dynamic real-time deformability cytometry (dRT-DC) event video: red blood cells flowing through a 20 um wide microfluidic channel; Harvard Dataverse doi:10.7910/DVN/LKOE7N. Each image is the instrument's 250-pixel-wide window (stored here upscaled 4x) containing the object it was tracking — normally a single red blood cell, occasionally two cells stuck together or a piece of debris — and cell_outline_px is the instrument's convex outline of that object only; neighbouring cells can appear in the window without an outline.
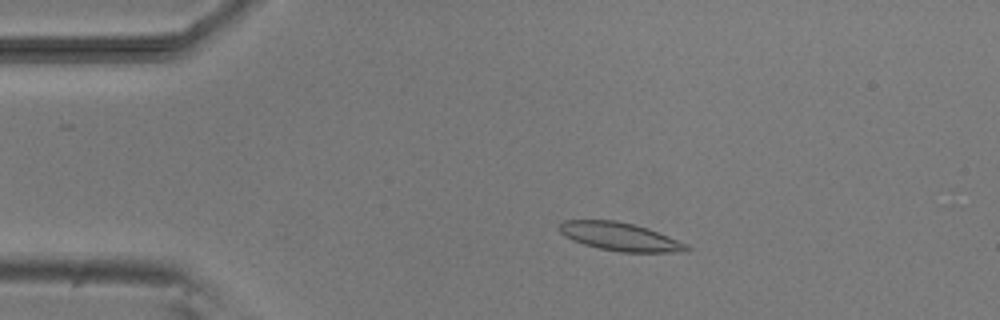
{"species": "common noctule bat (a hibernating species)", "species_latin": "Nyctalus noctula", "temperature_condition": "room temperature", "stored_images_in_passage": 14, "camera_frame_rate_fps": 3000, "um_per_image_px": 0.085, "animal": {"sex": "male", "body_mass_g": 20.5, "forearm_length_mm": 52.5}, "frame": {"image": 1, "passage_image": 3, "time_ms": 2.333, "image_size_px": [1000, 320], "cell_outline_px": [[692, 248], [688, 252], [620, 252], [600, 248], [584, 244], [572, 240], [564, 236], [560, 232], [560, 220], [616, 220], [648, 228], [688, 244]], "centroid_in_image_um": [52.72, 20.12], "position_along_channel_um": 32.3, "area_um2": 20.98}}
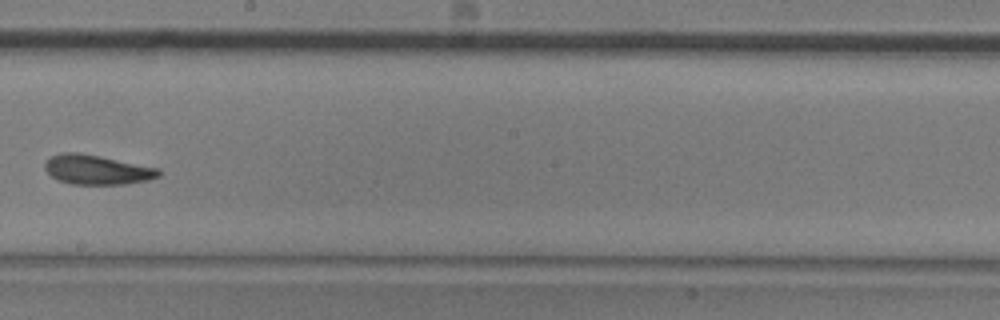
{"frame": {"image": 2, "passage_image": 8, "time_ms": 9.0, "image_size_px": [1000, 320], "cell_outline_px": [[160, 176], [148, 180], [124, 184], [68, 184], [56, 180], [44, 168], [44, 164], [52, 156], [60, 152], [80, 152], [160, 168]], "centroid_in_image_um": [8.23, 14.42], "position_along_channel_um": 240.0, "area_um2": 19.71}}
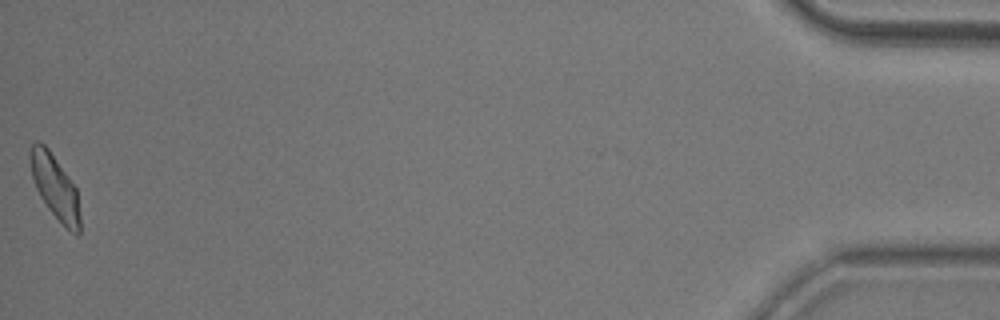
{"frame": {"image": 3, "passage_image": 14, "time_ms": 16.667, "image_size_px": [1000, 320], "cell_outline_px": [[80, 232], [76, 236], [48, 208], [40, 196], [36, 188], [32, 176], [28, 156], [32, 144], [36, 140], [40, 140], [48, 148], [68, 176], [76, 188], [80, 216]], "centroid_in_image_um": [4.65, 15.84], "position_along_channel_um": 430.5, "area_um2": 18.38}, "authors_computed_cell_mechanics": {"area_um2": 19.652, "velocity_mm_per_s": 3.7529, "shape_relaxation_time_tau1_ms": 3.1443, "shape_relaxation_time_tau2_ms": null, "deformation_change_tau1": 0.0942, "deformation_change_tau2": null}}